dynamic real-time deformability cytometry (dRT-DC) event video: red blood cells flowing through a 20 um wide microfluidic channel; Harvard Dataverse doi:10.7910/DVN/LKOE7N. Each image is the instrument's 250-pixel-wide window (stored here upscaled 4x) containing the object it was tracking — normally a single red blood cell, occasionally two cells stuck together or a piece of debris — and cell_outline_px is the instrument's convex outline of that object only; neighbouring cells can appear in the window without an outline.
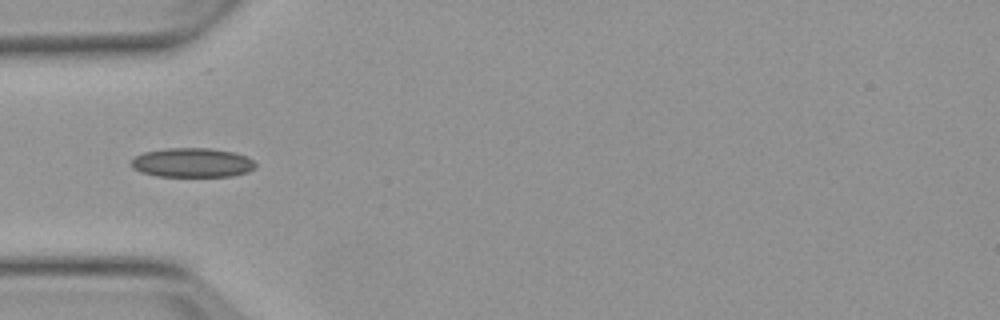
{"species": "Egyptian fruit bat (a non-hibernating species)", "species_latin": "Rousettus aegyptiacus", "temperature_condition": "warm", "stored_images_in_passage": 5, "camera_frame_rate_fps": 3000, "um_per_image_px": 0.085, "animal": {"sex": "female"}, "frame": {"image": 1, "passage_image": 5, "time_ms": 4.667, "image_size_px": [1000, 320], "cell_outline_px": [[256, 168], [248, 172], [232, 176], [156, 176], [140, 172], [132, 168], [132, 160], [136, 156], [144, 152], [164, 148], [212, 148], [236, 152], [252, 160], [256, 164]], "centroid_in_image_um": [16.35, 13.82], "position_along_channel_um": 68.6, "area_um2": 21.33}}